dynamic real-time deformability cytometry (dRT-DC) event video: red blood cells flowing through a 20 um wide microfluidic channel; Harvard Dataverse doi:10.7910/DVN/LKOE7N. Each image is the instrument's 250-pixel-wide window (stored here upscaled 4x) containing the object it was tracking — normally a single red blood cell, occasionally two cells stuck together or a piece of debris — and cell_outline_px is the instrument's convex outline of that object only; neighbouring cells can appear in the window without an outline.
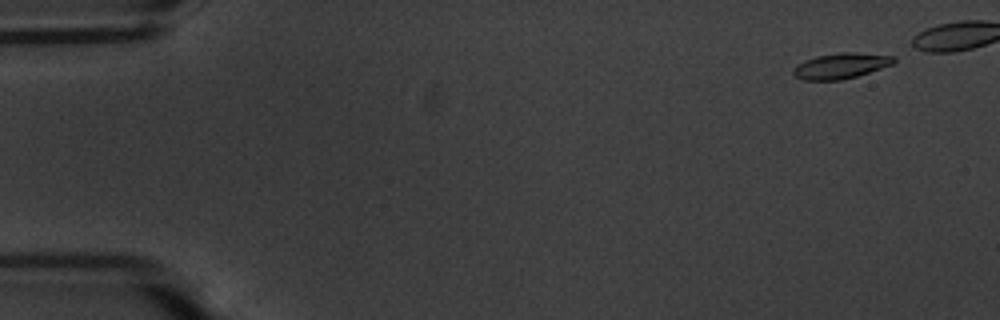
{"species": "common noctule bat (a hibernating species)", "species_latin": "Nyctalus noctula", "temperature_condition": "warm", "stored_images_in_passage": 46, "camera_frame_rate_fps": 3000, "um_per_image_px": 0.085, "animal": {"sex": "male", "body_mass_g": 20.1, "forearm_length_mm": 53.5}, "frame": {"image": 1, "passage_image": 3, "time_ms": 0.667, "image_size_px": [1000, 320], "cell_outline_px": [[896, 60], [892, 64], [856, 76], [840, 80], [804, 80], [796, 76], [792, 72], [792, 68], [816, 56], [840, 52], [852, 52], [892, 56]], "centroid_in_image_um": [71.45, 5.6], "position_along_channel_um": 13.5, "area_um2": 14.57}}
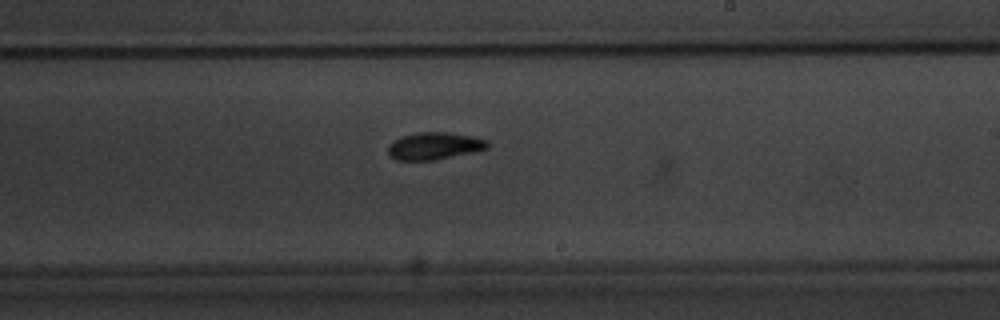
{"frame": {"image": 2, "passage_image": 33, "time_ms": 10.667, "image_size_px": [1000, 320], "cell_outline_px": [[488, 148], [472, 152], [436, 160], [396, 160], [388, 156], [388, 144], [392, 140], [400, 136], [416, 132], [448, 132], [472, 136], [488, 140]], "centroid_in_image_um": [36.86, 12.4], "position_along_channel_um": 252.1, "area_um2": 16.01}}
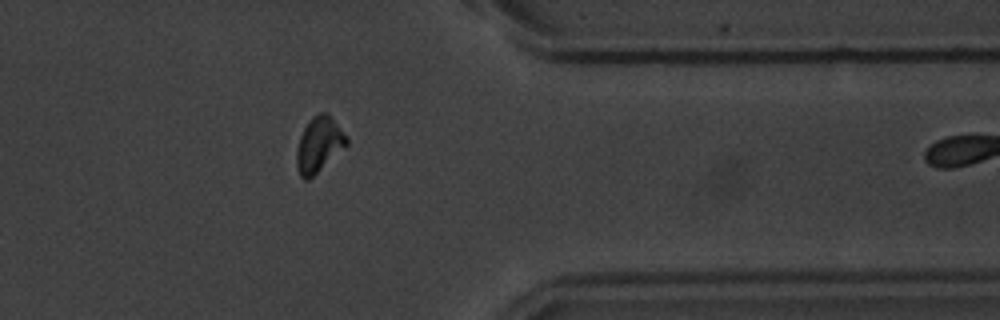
{"frame": {"image": 3, "passage_image": 45, "time_ms": 14.667, "image_size_px": [1000, 320], "cell_outline_px": [[348, 144], [308, 180], [304, 180], [300, 176], [296, 164], [296, 152], [300, 136], [304, 128], [312, 116], [316, 112], [328, 112], [348, 136]], "centroid_in_image_um": [27.12, 12.25], "position_along_channel_um": 384.3, "area_um2": 16.13}}